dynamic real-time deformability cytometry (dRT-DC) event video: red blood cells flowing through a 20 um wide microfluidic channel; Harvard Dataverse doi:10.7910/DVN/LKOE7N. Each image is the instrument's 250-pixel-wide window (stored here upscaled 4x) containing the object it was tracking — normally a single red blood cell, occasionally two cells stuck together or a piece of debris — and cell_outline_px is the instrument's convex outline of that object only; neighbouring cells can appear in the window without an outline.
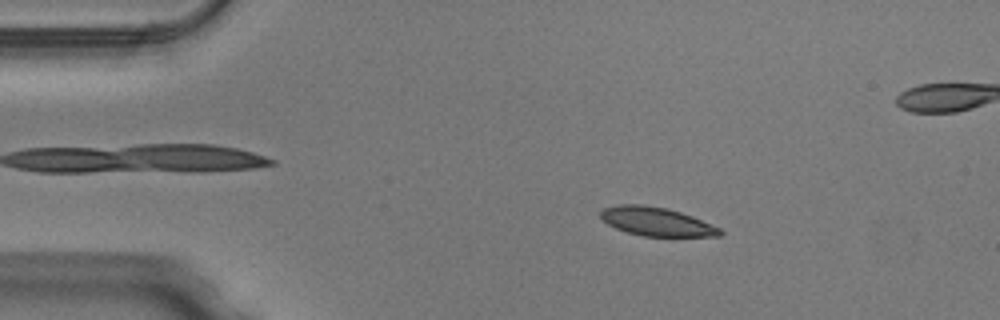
{"species": "Egyptian fruit bat (a non-hibernating species)", "species_latin": "Rousettus aegyptiacus", "temperature_condition": "warm", "stored_images_in_passage": 50, "segment_of_instrument_passage": [1, 2], "camera_frame_rate_fps": 3000, "um_per_image_px": 0.085, "animal": {"sex": "male"}, "frame": {"image": 1, "passage_image": 8, "time_ms": 2.333, "image_size_px": [1000, 320], "cell_outline_px": [[724, 232], [720, 236], [644, 236], [628, 232], [616, 228], [608, 224], [600, 216], [600, 212], [604, 208], [616, 204], [644, 204], [668, 208], [692, 216], [720, 228]], "centroid_in_image_um": [55.8, 18.82], "position_along_channel_um": 29.2, "area_um2": 19.88}}
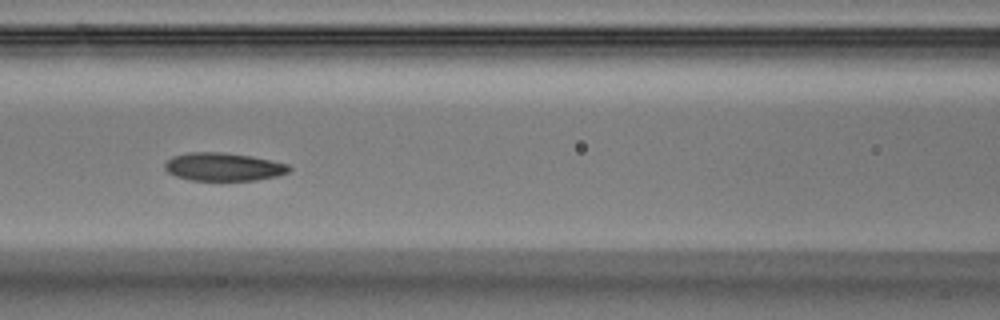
{"frame": {"image": 2, "passage_image": 21, "time_ms": 6.667, "image_size_px": [1000, 320], "cell_outline_px": [[292, 168], [288, 172], [280, 176], [256, 180], [188, 180], [176, 176], [168, 172], [164, 168], [164, 164], [172, 156], [188, 152], [224, 152], [252, 156], [272, 160], [288, 164]], "centroid_in_image_um": [19.01, 14.18], "position_along_channel_um": 147.6, "area_um2": 20.58}}
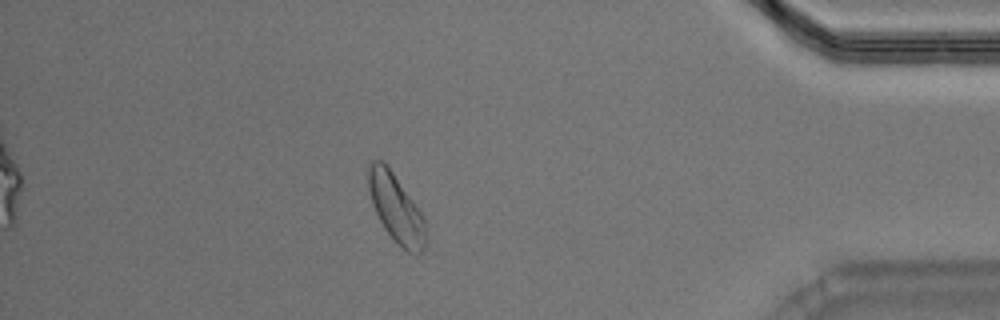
{"frame": {"image": 3, "passage_image": 43, "time_ms": 14.0, "image_size_px": [1000, 320], "cell_outline_px": [[424, 248], [416, 256], [408, 252], [396, 244], [392, 240], [384, 228], [372, 204], [368, 188], [368, 164], [372, 160], [384, 160], [388, 164], [424, 216]], "centroid_in_image_um": [33.64, 17.67], "position_along_channel_um": 401.6, "area_um2": 23.0}}